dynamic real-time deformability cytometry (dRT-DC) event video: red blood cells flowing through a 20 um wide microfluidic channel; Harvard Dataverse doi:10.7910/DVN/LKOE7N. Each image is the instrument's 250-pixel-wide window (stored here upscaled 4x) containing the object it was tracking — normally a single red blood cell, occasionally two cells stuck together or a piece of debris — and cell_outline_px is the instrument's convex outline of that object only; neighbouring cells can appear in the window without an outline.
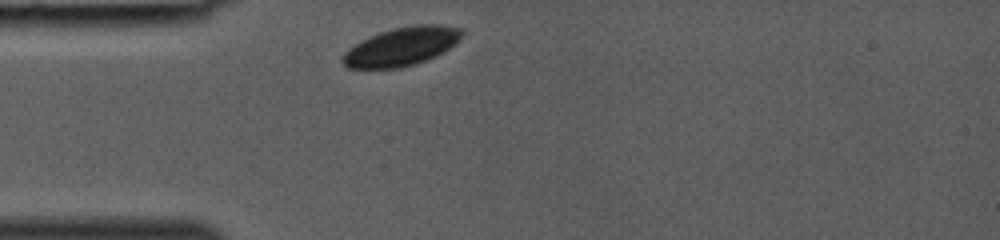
{"species": "common noctule bat (a hibernating species)", "species_latin": "Nyctalus noctula", "temperature_condition": "room temperature", "stored_images_in_passage": 25, "camera_frame_rate_fps": 3000, "um_per_image_px": 0.085, "animal": {"sex": "female", "body_mass_g": 19.0, "forearm_length_mm": 53.3}, "frame": {"image": 1, "passage_image": 1, "time_ms": 0.0, "image_size_px": [1000, 240], "cell_outline_px": [[464, 32], [444, 52], [436, 56], [416, 64], [400, 68], [348, 68], [340, 60], [340, 56], [348, 48], [380, 32], [392, 28], [416, 24], [440, 24], [464, 28]], "centroid_in_image_um": [34.13, 3.95], "position_along_channel_um": 50.9, "area_um2": 26.7}}
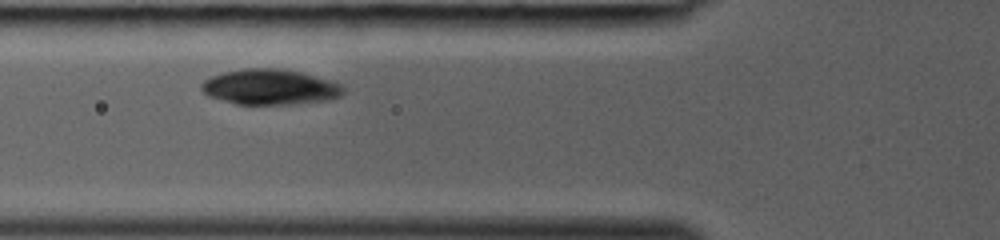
{"frame": {"image": 2, "passage_image": 5, "time_ms": 1.333, "image_size_px": [1000, 240], "cell_outline_px": [[344, 92], [340, 96], [332, 100], [288, 104], [236, 104], [208, 96], [200, 88], [200, 84], [204, 80], [212, 76], [224, 72], [244, 68], [276, 68], [300, 72], [332, 80], [340, 84], [344, 88]], "centroid_in_image_um": [22.96, 7.39], "position_along_channel_um": 102.8, "area_um2": 29.36}}
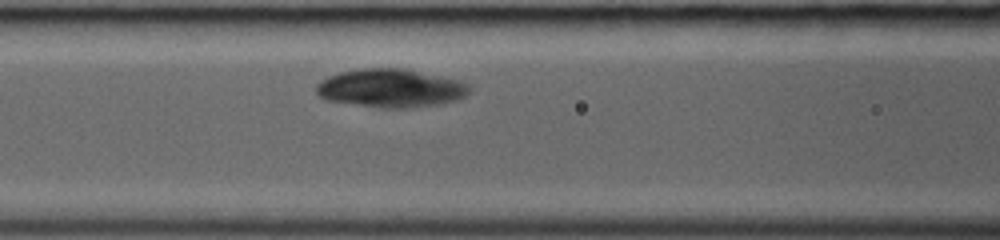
{"frame": {"image": 3, "passage_image": 7, "time_ms": 2.0, "image_size_px": [1000, 240], "cell_outline_px": [[468, 92], [460, 100], [440, 104], [412, 108], [380, 108], [328, 100], [320, 96], [316, 92], [316, 84], [320, 80], [328, 76], [340, 72], [360, 68], [404, 68], [460, 80], [468, 84]], "centroid_in_image_um": [33.21, 7.49], "position_along_channel_um": 133.4, "area_um2": 34.45}}